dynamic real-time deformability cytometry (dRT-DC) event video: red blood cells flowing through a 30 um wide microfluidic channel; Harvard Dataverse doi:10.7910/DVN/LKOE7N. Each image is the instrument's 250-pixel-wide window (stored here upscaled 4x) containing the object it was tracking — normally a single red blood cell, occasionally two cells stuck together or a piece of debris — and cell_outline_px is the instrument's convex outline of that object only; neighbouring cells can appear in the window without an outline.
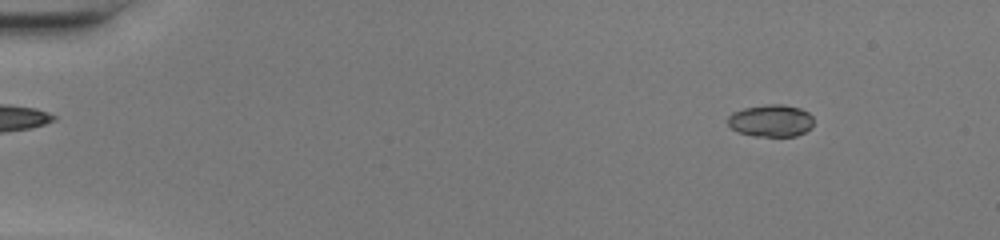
{"species": "common noctule bat (a hibernating species)", "species_latin": "Nyctalus noctula", "temperature_condition": "warm", "stored_images_in_passage": 49, "camera_frame_rate_fps": 3000, "um_per_image_px": 0.085, "animal": {"sex": "female", "body_mass_g": 20.0, "forearm_length_mm": 54.0}, "frame": {"image": 1, "passage_image": 6, "time_ms": 1.667, "image_size_px": [1000, 240], "cell_outline_px": [[812, 128], [796, 136], [752, 136], [740, 132], [732, 128], [728, 124], [728, 116], [732, 112], [744, 108], [768, 104], [784, 104], [800, 108], [808, 112], [812, 116]], "centroid_in_image_um": [65.54, 10.25], "position_along_channel_um": 19.5, "area_um2": 16.13}}
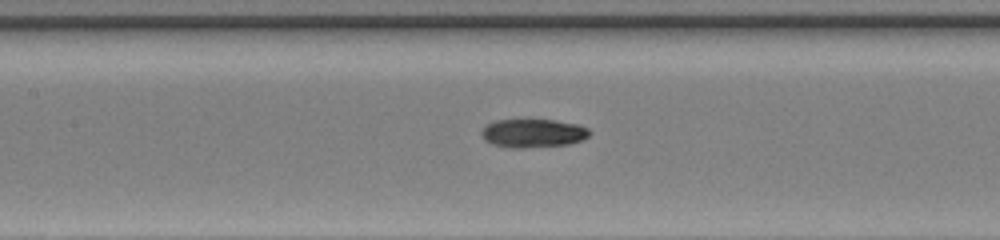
{"frame": {"image": 2, "passage_image": 24, "time_ms": 7.667, "image_size_px": [1000, 240], "cell_outline_px": [[592, 132], [588, 136], [580, 140], [568, 144], [520, 148], [512, 148], [492, 144], [484, 140], [480, 132], [488, 124], [496, 120], [556, 120], [580, 124], [588, 128]], "centroid_in_image_um": [45.32, 11.31], "position_along_channel_um": 162.1, "area_um2": 17.92}}
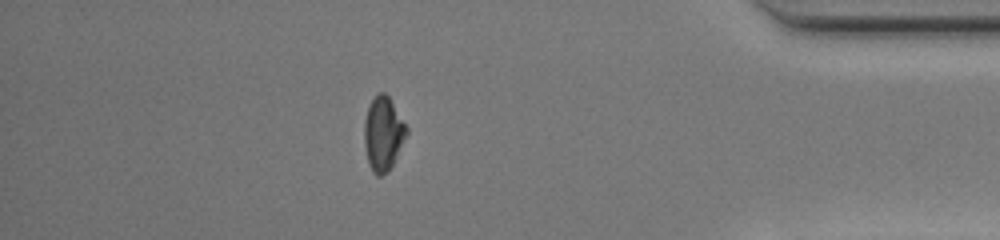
{"frame": {"image": 3, "passage_image": 43, "time_ms": 14.0, "image_size_px": [1000, 240], "cell_outline_px": [[408, 132], [392, 164], [380, 176], [376, 176], [372, 172], [368, 164], [364, 144], [364, 120], [368, 108], [376, 92], [384, 92], [388, 96], [408, 128]], "centroid_in_image_um": [32.54, 11.34], "position_along_channel_um": 402.7, "area_um2": 17.98}, "authors_computed_cell_mechanics": {"area_um2": 17.7446, "velocity_mm_per_s": 4.34, "shape_relaxation_time_tau1_ms": 3.4587, "shape_relaxation_time_tau2_ms": 5.9943, "deformation_change_tau1": 0.1695, "deformation_change_tau2": 0.1174}}